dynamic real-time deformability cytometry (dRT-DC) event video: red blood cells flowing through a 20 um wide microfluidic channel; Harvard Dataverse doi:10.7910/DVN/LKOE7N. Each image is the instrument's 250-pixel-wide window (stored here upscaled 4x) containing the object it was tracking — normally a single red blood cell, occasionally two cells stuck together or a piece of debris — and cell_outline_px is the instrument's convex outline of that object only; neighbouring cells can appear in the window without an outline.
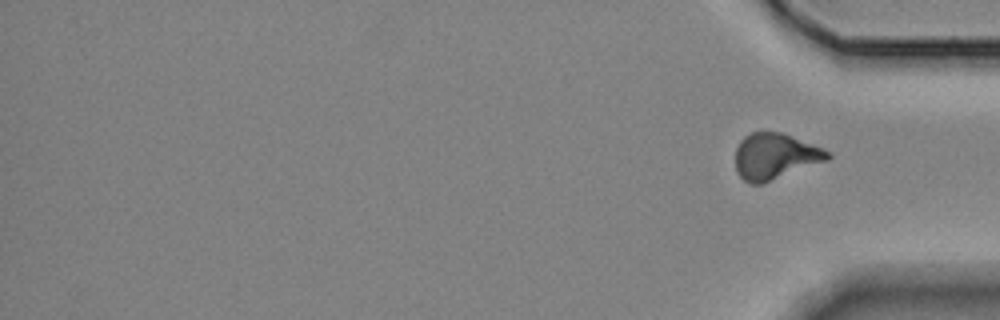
{"species": "Egyptian fruit bat (a non-hibernating species)", "species_latin": "Rousettus aegyptiacus", "temperature_condition": "room temperature", "stored_images_in_passage": 16, "segment_of_instrument_passage": [2, 2], "camera_frame_rate_fps": 3000, "um_per_image_px": 0.085, "animal": {"sex": "female"}, "frame": {"image": 1, "passage_image": 16, "time_ms": 18.667, "image_size_px": [1000, 320], "cell_outline_px": [[832, 156], [828, 160], [760, 184], [752, 184], [744, 180], [736, 172], [736, 148], [740, 140], [744, 136], [752, 132], [784, 132], [824, 148], [832, 152]], "centroid_in_image_um": [65.9, 13.26], "position_along_channel_um": 369.3, "area_um2": 24.85}}